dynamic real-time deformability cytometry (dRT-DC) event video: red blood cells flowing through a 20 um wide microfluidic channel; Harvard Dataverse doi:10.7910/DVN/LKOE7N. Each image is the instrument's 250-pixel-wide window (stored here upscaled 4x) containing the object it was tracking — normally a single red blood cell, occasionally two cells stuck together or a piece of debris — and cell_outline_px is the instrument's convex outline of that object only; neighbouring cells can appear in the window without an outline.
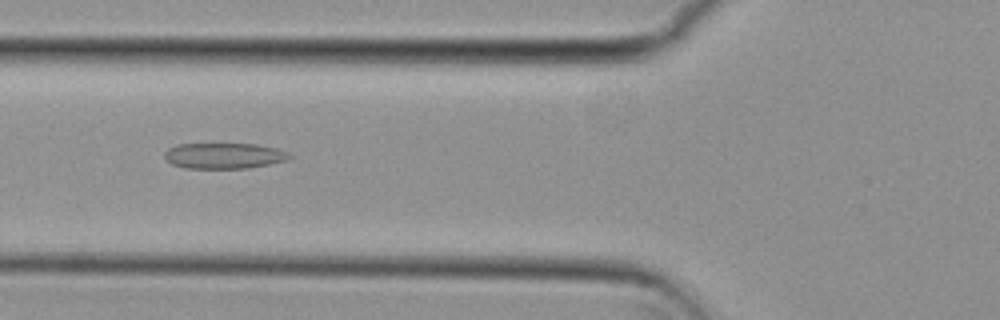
{"species": "common noctule bat (a hibernating species)", "species_latin": "Nyctalus noctula", "temperature_condition": "cold", "stored_images_in_passage": 53, "camera_frame_rate_fps": 3000, "um_per_image_px": 0.085, "animal": {"sex": "female", "body_mass_g": 29.2, "forearm_length_mm": 56.3}, "frame": {"image": 1, "passage_image": 19, "time_ms": 6.0, "image_size_px": [1000, 320], "cell_outline_px": [[292, 156], [288, 160], [248, 168], [184, 168], [172, 164], [164, 156], [164, 152], [168, 148], [176, 144], [256, 144], [276, 148], [288, 152]], "centroid_in_image_um": [19.04, 13.23], "position_along_channel_um": 106.8, "area_um2": 18.73}}
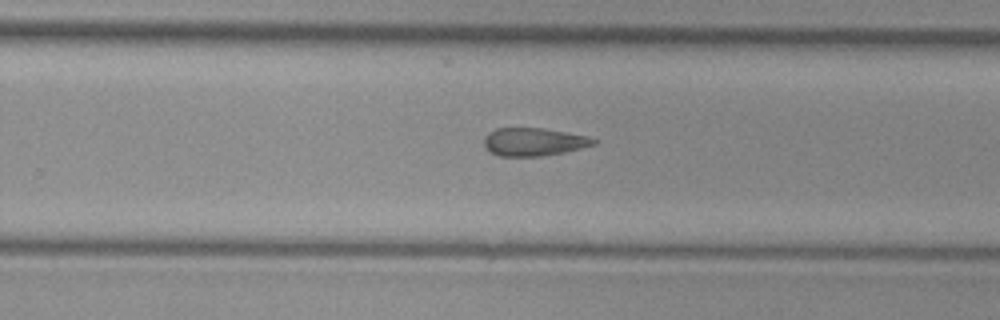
{"frame": {"image": 2, "passage_image": 33, "time_ms": 10.667, "image_size_px": [1000, 320], "cell_outline_px": [[600, 140], [596, 144], [564, 152], [540, 156], [500, 156], [492, 152], [484, 144], [484, 136], [488, 132], [496, 128], [544, 128], [568, 132], [588, 136]], "centroid_in_image_um": [45.4, 12.04], "position_along_channel_um": 284.4, "area_um2": 17.92}}
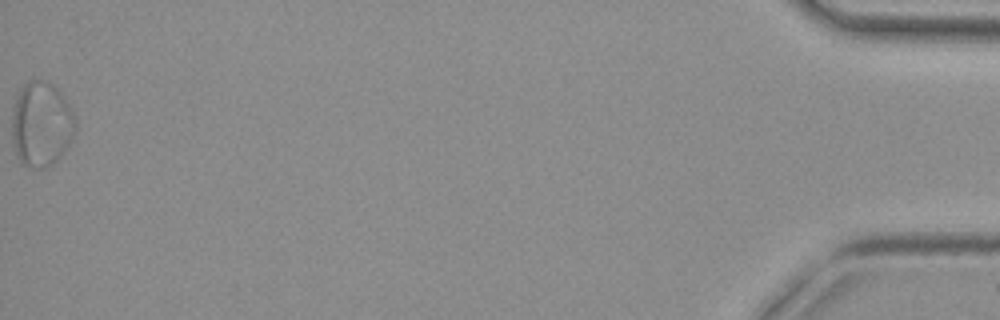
{"frame": {"image": 3, "passage_image": 53, "time_ms": 17.333, "image_size_px": [1000, 320], "cell_outline_px": [[76, 128], [68, 144], [56, 160], [52, 164], [44, 168], [32, 168], [20, 164], [12, 144], [12, 112], [16, 96], [20, 88], [28, 80], [40, 80], [52, 84], [60, 92], [76, 116]], "centroid_in_image_um": [3.48, 10.56], "position_along_channel_um": 431.7, "area_um2": 31.5}, "authors_computed_cell_mechanics": {"area_um2": 21.2126, "velocity_mm_per_s": 3.8051, "shape_relaxation_time_tau1_ms": null, "shape_relaxation_time_tau2_ms": 8.8851, "deformation_change_tau1": null, "deformation_change_tau2": 0.1889}}